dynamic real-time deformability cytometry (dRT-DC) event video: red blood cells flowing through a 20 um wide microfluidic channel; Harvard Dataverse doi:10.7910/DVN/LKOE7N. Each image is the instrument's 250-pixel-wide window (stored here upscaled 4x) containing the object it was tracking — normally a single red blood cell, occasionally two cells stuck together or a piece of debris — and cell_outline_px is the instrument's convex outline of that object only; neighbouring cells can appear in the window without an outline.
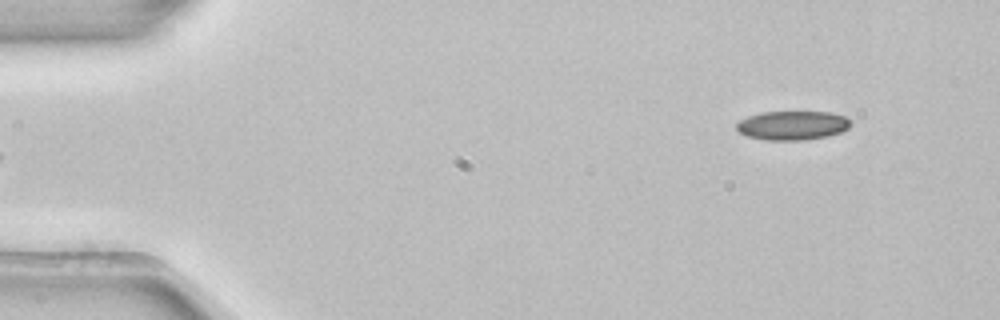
{"species": "common noctule bat (a hibernating species)", "species_latin": "Nyctalus noctula", "temperature_condition": "room temperature", "stored_images_in_passage": 6, "segment_of_instrument_passage": [2, 2], "camera_frame_rate_fps": 3000, "um_per_image_px": 0.085, "animal": {"sex": "female", "body_mass_g": 22.7, "forearm_length_mm": 54.2}, "frame": {"image": 1, "passage_image": 6, "time_ms": 1.667, "image_size_px": [1000, 320], "cell_outline_px": [[852, 124], [848, 128], [840, 132], [828, 136], [804, 140], [764, 140], [744, 136], [736, 128], [736, 124], [740, 120], [748, 116], [764, 112], [832, 112], [844, 116]], "centroid_in_image_um": [67.34, 10.67], "position_along_channel_um": 17.7, "area_um2": 19.36}}